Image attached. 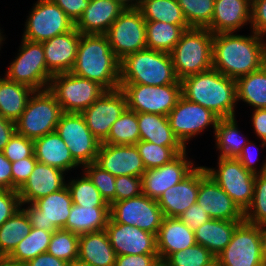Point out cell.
Masks as SVG:
<instances>
[{
	"mask_svg": "<svg viewBox=\"0 0 266 266\" xmlns=\"http://www.w3.org/2000/svg\"><path fill=\"white\" fill-rule=\"evenodd\" d=\"M263 36L252 31V35L232 33L213 34V68L229 78L255 72L263 67Z\"/></svg>",
	"mask_w": 266,
	"mask_h": 266,
	"instance_id": "cell-1",
	"label": "cell"
},
{
	"mask_svg": "<svg viewBox=\"0 0 266 266\" xmlns=\"http://www.w3.org/2000/svg\"><path fill=\"white\" fill-rule=\"evenodd\" d=\"M181 94L188 100L209 109L219 119L235 117L236 80L214 68L183 78Z\"/></svg>",
	"mask_w": 266,
	"mask_h": 266,
	"instance_id": "cell-2",
	"label": "cell"
},
{
	"mask_svg": "<svg viewBox=\"0 0 266 266\" xmlns=\"http://www.w3.org/2000/svg\"><path fill=\"white\" fill-rule=\"evenodd\" d=\"M72 74L95 81L106 90L120 88V60L105 34H81Z\"/></svg>",
	"mask_w": 266,
	"mask_h": 266,
	"instance_id": "cell-3",
	"label": "cell"
},
{
	"mask_svg": "<svg viewBox=\"0 0 266 266\" xmlns=\"http://www.w3.org/2000/svg\"><path fill=\"white\" fill-rule=\"evenodd\" d=\"M120 84L162 86L181 82L175 75L170 53L146 48L120 60Z\"/></svg>",
	"mask_w": 266,
	"mask_h": 266,
	"instance_id": "cell-4",
	"label": "cell"
},
{
	"mask_svg": "<svg viewBox=\"0 0 266 266\" xmlns=\"http://www.w3.org/2000/svg\"><path fill=\"white\" fill-rule=\"evenodd\" d=\"M213 33L207 28L185 30L170 52L175 75L179 81L213 68Z\"/></svg>",
	"mask_w": 266,
	"mask_h": 266,
	"instance_id": "cell-5",
	"label": "cell"
},
{
	"mask_svg": "<svg viewBox=\"0 0 266 266\" xmlns=\"http://www.w3.org/2000/svg\"><path fill=\"white\" fill-rule=\"evenodd\" d=\"M63 113L61 105L49 89L34 91L25 110L15 121L16 132L31 140L53 133Z\"/></svg>",
	"mask_w": 266,
	"mask_h": 266,
	"instance_id": "cell-6",
	"label": "cell"
},
{
	"mask_svg": "<svg viewBox=\"0 0 266 266\" xmlns=\"http://www.w3.org/2000/svg\"><path fill=\"white\" fill-rule=\"evenodd\" d=\"M21 43L16 59L4 73L5 77L34 91L48 89L53 75L47 69L42 43L24 38Z\"/></svg>",
	"mask_w": 266,
	"mask_h": 266,
	"instance_id": "cell-7",
	"label": "cell"
},
{
	"mask_svg": "<svg viewBox=\"0 0 266 266\" xmlns=\"http://www.w3.org/2000/svg\"><path fill=\"white\" fill-rule=\"evenodd\" d=\"M48 89L64 113H82L107 91L99 83L71 72L53 75Z\"/></svg>",
	"mask_w": 266,
	"mask_h": 266,
	"instance_id": "cell-8",
	"label": "cell"
},
{
	"mask_svg": "<svg viewBox=\"0 0 266 266\" xmlns=\"http://www.w3.org/2000/svg\"><path fill=\"white\" fill-rule=\"evenodd\" d=\"M218 169L205 166L207 174L244 213L250 206L256 175L247 171L237 158L218 157Z\"/></svg>",
	"mask_w": 266,
	"mask_h": 266,
	"instance_id": "cell-9",
	"label": "cell"
},
{
	"mask_svg": "<svg viewBox=\"0 0 266 266\" xmlns=\"http://www.w3.org/2000/svg\"><path fill=\"white\" fill-rule=\"evenodd\" d=\"M127 101V108L136 113H152L168 116L181 94V84L162 86L120 84Z\"/></svg>",
	"mask_w": 266,
	"mask_h": 266,
	"instance_id": "cell-10",
	"label": "cell"
},
{
	"mask_svg": "<svg viewBox=\"0 0 266 266\" xmlns=\"http://www.w3.org/2000/svg\"><path fill=\"white\" fill-rule=\"evenodd\" d=\"M105 35L119 60L147 48L146 20L138 8H125Z\"/></svg>",
	"mask_w": 266,
	"mask_h": 266,
	"instance_id": "cell-11",
	"label": "cell"
},
{
	"mask_svg": "<svg viewBox=\"0 0 266 266\" xmlns=\"http://www.w3.org/2000/svg\"><path fill=\"white\" fill-rule=\"evenodd\" d=\"M56 132L80 167L96 162L102 142L91 133L81 113H63L56 126Z\"/></svg>",
	"mask_w": 266,
	"mask_h": 266,
	"instance_id": "cell-12",
	"label": "cell"
},
{
	"mask_svg": "<svg viewBox=\"0 0 266 266\" xmlns=\"http://www.w3.org/2000/svg\"><path fill=\"white\" fill-rule=\"evenodd\" d=\"M22 38L44 42L71 31L75 23L51 0H37L31 9Z\"/></svg>",
	"mask_w": 266,
	"mask_h": 266,
	"instance_id": "cell-13",
	"label": "cell"
},
{
	"mask_svg": "<svg viewBox=\"0 0 266 266\" xmlns=\"http://www.w3.org/2000/svg\"><path fill=\"white\" fill-rule=\"evenodd\" d=\"M216 260L221 266H266L262 254L260 225L245 221L240 223Z\"/></svg>",
	"mask_w": 266,
	"mask_h": 266,
	"instance_id": "cell-14",
	"label": "cell"
},
{
	"mask_svg": "<svg viewBox=\"0 0 266 266\" xmlns=\"http://www.w3.org/2000/svg\"><path fill=\"white\" fill-rule=\"evenodd\" d=\"M110 219L116 223L139 227L157 236L164 215L157 200L141 194L112 203Z\"/></svg>",
	"mask_w": 266,
	"mask_h": 266,
	"instance_id": "cell-15",
	"label": "cell"
},
{
	"mask_svg": "<svg viewBox=\"0 0 266 266\" xmlns=\"http://www.w3.org/2000/svg\"><path fill=\"white\" fill-rule=\"evenodd\" d=\"M72 205L70 192L65 186L56 192L37 199L28 207L22 209L25 211L32 227L54 232L65 227Z\"/></svg>",
	"mask_w": 266,
	"mask_h": 266,
	"instance_id": "cell-16",
	"label": "cell"
},
{
	"mask_svg": "<svg viewBox=\"0 0 266 266\" xmlns=\"http://www.w3.org/2000/svg\"><path fill=\"white\" fill-rule=\"evenodd\" d=\"M218 119L209 109L182 95L176 106L168 114L171 129L185 147L191 138L196 137L200 132L202 133L208 126H213L215 132Z\"/></svg>",
	"mask_w": 266,
	"mask_h": 266,
	"instance_id": "cell-17",
	"label": "cell"
},
{
	"mask_svg": "<svg viewBox=\"0 0 266 266\" xmlns=\"http://www.w3.org/2000/svg\"><path fill=\"white\" fill-rule=\"evenodd\" d=\"M127 108L124 92L118 88L105 91L92 105L81 114L84 116L87 127L101 142L109 135L112 124Z\"/></svg>",
	"mask_w": 266,
	"mask_h": 266,
	"instance_id": "cell-18",
	"label": "cell"
},
{
	"mask_svg": "<svg viewBox=\"0 0 266 266\" xmlns=\"http://www.w3.org/2000/svg\"><path fill=\"white\" fill-rule=\"evenodd\" d=\"M186 153L161 167L146 170L141 176L143 194L158 200L167 189L184 180L196 168Z\"/></svg>",
	"mask_w": 266,
	"mask_h": 266,
	"instance_id": "cell-19",
	"label": "cell"
},
{
	"mask_svg": "<svg viewBox=\"0 0 266 266\" xmlns=\"http://www.w3.org/2000/svg\"><path fill=\"white\" fill-rule=\"evenodd\" d=\"M196 203L211 219L244 221V213L207 174L204 166H200V186Z\"/></svg>",
	"mask_w": 266,
	"mask_h": 266,
	"instance_id": "cell-20",
	"label": "cell"
},
{
	"mask_svg": "<svg viewBox=\"0 0 266 266\" xmlns=\"http://www.w3.org/2000/svg\"><path fill=\"white\" fill-rule=\"evenodd\" d=\"M105 230L116 256L158 254L155 234L111 219Z\"/></svg>",
	"mask_w": 266,
	"mask_h": 266,
	"instance_id": "cell-21",
	"label": "cell"
},
{
	"mask_svg": "<svg viewBox=\"0 0 266 266\" xmlns=\"http://www.w3.org/2000/svg\"><path fill=\"white\" fill-rule=\"evenodd\" d=\"M95 163L115 177H141L146 171L136 145L101 143Z\"/></svg>",
	"mask_w": 266,
	"mask_h": 266,
	"instance_id": "cell-22",
	"label": "cell"
},
{
	"mask_svg": "<svg viewBox=\"0 0 266 266\" xmlns=\"http://www.w3.org/2000/svg\"><path fill=\"white\" fill-rule=\"evenodd\" d=\"M81 33L74 27L71 31L42 42L46 66L52 75L72 70Z\"/></svg>",
	"mask_w": 266,
	"mask_h": 266,
	"instance_id": "cell-23",
	"label": "cell"
},
{
	"mask_svg": "<svg viewBox=\"0 0 266 266\" xmlns=\"http://www.w3.org/2000/svg\"><path fill=\"white\" fill-rule=\"evenodd\" d=\"M66 172L37 162L25 184L18 190L21 205L31 204L37 199L56 192L66 186Z\"/></svg>",
	"mask_w": 266,
	"mask_h": 266,
	"instance_id": "cell-24",
	"label": "cell"
},
{
	"mask_svg": "<svg viewBox=\"0 0 266 266\" xmlns=\"http://www.w3.org/2000/svg\"><path fill=\"white\" fill-rule=\"evenodd\" d=\"M200 186V166L184 180L167 189L157 200L164 217L179 218L191 205L196 203Z\"/></svg>",
	"mask_w": 266,
	"mask_h": 266,
	"instance_id": "cell-25",
	"label": "cell"
},
{
	"mask_svg": "<svg viewBox=\"0 0 266 266\" xmlns=\"http://www.w3.org/2000/svg\"><path fill=\"white\" fill-rule=\"evenodd\" d=\"M251 6L252 0H215L212 20L206 28L213 34L236 33L251 23Z\"/></svg>",
	"mask_w": 266,
	"mask_h": 266,
	"instance_id": "cell-26",
	"label": "cell"
},
{
	"mask_svg": "<svg viewBox=\"0 0 266 266\" xmlns=\"http://www.w3.org/2000/svg\"><path fill=\"white\" fill-rule=\"evenodd\" d=\"M124 10L125 7L116 0H90L75 28L81 34H106Z\"/></svg>",
	"mask_w": 266,
	"mask_h": 266,
	"instance_id": "cell-27",
	"label": "cell"
},
{
	"mask_svg": "<svg viewBox=\"0 0 266 266\" xmlns=\"http://www.w3.org/2000/svg\"><path fill=\"white\" fill-rule=\"evenodd\" d=\"M160 261L196 244L195 233L177 217H164L156 236Z\"/></svg>",
	"mask_w": 266,
	"mask_h": 266,
	"instance_id": "cell-28",
	"label": "cell"
},
{
	"mask_svg": "<svg viewBox=\"0 0 266 266\" xmlns=\"http://www.w3.org/2000/svg\"><path fill=\"white\" fill-rule=\"evenodd\" d=\"M34 156L39 163L64 172L80 166L56 131L34 140Z\"/></svg>",
	"mask_w": 266,
	"mask_h": 266,
	"instance_id": "cell-29",
	"label": "cell"
},
{
	"mask_svg": "<svg viewBox=\"0 0 266 266\" xmlns=\"http://www.w3.org/2000/svg\"><path fill=\"white\" fill-rule=\"evenodd\" d=\"M78 258L93 266H114L116 253L106 230L79 235Z\"/></svg>",
	"mask_w": 266,
	"mask_h": 266,
	"instance_id": "cell-30",
	"label": "cell"
},
{
	"mask_svg": "<svg viewBox=\"0 0 266 266\" xmlns=\"http://www.w3.org/2000/svg\"><path fill=\"white\" fill-rule=\"evenodd\" d=\"M140 140L170 148H187L175 136L168 116L137 113Z\"/></svg>",
	"mask_w": 266,
	"mask_h": 266,
	"instance_id": "cell-31",
	"label": "cell"
},
{
	"mask_svg": "<svg viewBox=\"0 0 266 266\" xmlns=\"http://www.w3.org/2000/svg\"><path fill=\"white\" fill-rule=\"evenodd\" d=\"M242 222L210 219L194 231L196 243L217 257L226 248L234 230Z\"/></svg>",
	"mask_w": 266,
	"mask_h": 266,
	"instance_id": "cell-32",
	"label": "cell"
},
{
	"mask_svg": "<svg viewBox=\"0 0 266 266\" xmlns=\"http://www.w3.org/2000/svg\"><path fill=\"white\" fill-rule=\"evenodd\" d=\"M110 207H82L73 204L64 230L82 235L106 229Z\"/></svg>",
	"mask_w": 266,
	"mask_h": 266,
	"instance_id": "cell-33",
	"label": "cell"
},
{
	"mask_svg": "<svg viewBox=\"0 0 266 266\" xmlns=\"http://www.w3.org/2000/svg\"><path fill=\"white\" fill-rule=\"evenodd\" d=\"M30 87L0 77V115L15 122L25 110L30 95Z\"/></svg>",
	"mask_w": 266,
	"mask_h": 266,
	"instance_id": "cell-34",
	"label": "cell"
},
{
	"mask_svg": "<svg viewBox=\"0 0 266 266\" xmlns=\"http://www.w3.org/2000/svg\"><path fill=\"white\" fill-rule=\"evenodd\" d=\"M189 25H173L161 21H146V47L170 53Z\"/></svg>",
	"mask_w": 266,
	"mask_h": 266,
	"instance_id": "cell-35",
	"label": "cell"
},
{
	"mask_svg": "<svg viewBox=\"0 0 266 266\" xmlns=\"http://www.w3.org/2000/svg\"><path fill=\"white\" fill-rule=\"evenodd\" d=\"M235 117L218 119L215 127L216 147L220 151L218 157L237 158L248 140L240 135Z\"/></svg>",
	"mask_w": 266,
	"mask_h": 266,
	"instance_id": "cell-36",
	"label": "cell"
},
{
	"mask_svg": "<svg viewBox=\"0 0 266 266\" xmlns=\"http://www.w3.org/2000/svg\"><path fill=\"white\" fill-rule=\"evenodd\" d=\"M237 101L242 100L254 109L266 108V69L264 66L236 80Z\"/></svg>",
	"mask_w": 266,
	"mask_h": 266,
	"instance_id": "cell-37",
	"label": "cell"
},
{
	"mask_svg": "<svg viewBox=\"0 0 266 266\" xmlns=\"http://www.w3.org/2000/svg\"><path fill=\"white\" fill-rule=\"evenodd\" d=\"M32 225L21 208L0 226V256H9L30 233Z\"/></svg>",
	"mask_w": 266,
	"mask_h": 266,
	"instance_id": "cell-38",
	"label": "cell"
},
{
	"mask_svg": "<svg viewBox=\"0 0 266 266\" xmlns=\"http://www.w3.org/2000/svg\"><path fill=\"white\" fill-rule=\"evenodd\" d=\"M138 9L146 21L188 25L177 0H144Z\"/></svg>",
	"mask_w": 266,
	"mask_h": 266,
	"instance_id": "cell-39",
	"label": "cell"
},
{
	"mask_svg": "<svg viewBox=\"0 0 266 266\" xmlns=\"http://www.w3.org/2000/svg\"><path fill=\"white\" fill-rule=\"evenodd\" d=\"M140 140L137 113L126 108L112 124L108 137L102 142L113 145H135Z\"/></svg>",
	"mask_w": 266,
	"mask_h": 266,
	"instance_id": "cell-40",
	"label": "cell"
},
{
	"mask_svg": "<svg viewBox=\"0 0 266 266\" xmlns=\"http://www.w3.org/2000/svg\"><path fill=\"white\" fill-rule=\"evenodd\" d=\"M52 234L51 231L32 227L30 233L20 241L9 257L25 264L27 261L47 252Z\"/></svg>",
	"mask_w": 266,
	"mask_h": 266,
	"instance_id": "cell-41",
	"label": "cell"
},
{
	"mask_svg": "<svg viewBox=\"0 0 266 266\" xmlns=\"http://www.w3.org/2000/svg\"><path fill=\"white\" fill-rule=\"evenodd\" d=\"M79 179H72L66 184L73 204L82 207H110L88 176L83 173Z\"/></svg>",
	"mask_w": 266,
	"mask_h": 266,
	"instance_id": "cell-42",
	"label": "cell"
},
{
	"mask_svg": "<svg viewBox=\"0 0 266 266\" xmlns=\"http://www.w3.org/2000/svg\"><path fill=\"white\" fill-rule=\"evenodd\" d=\"M135 145L146 170L161 167L187 150L186 148L159 146L152 142L142 140H139Z\"/></svg>",
	"mask_w": 266,
	"mask_h": 266,
	"instance_id": "cell-43",
	"label": "cell"
},
{
	"mask_svg": "<svg viewBox=\"0 0 266 266\" xmlns=\"http://www.w3.org/2000/svg\"><path fill=\"white\" fill-rule=\"evenodd\" d=\"M78 245L79 235L57 229L51 236L47 253L69 263L78 258Z\"/></svg>",
	"mask_w": 266,
	"mask_h": 266,
	"instance_id": "cell-44",
	"label": "cell"
},
{
	"mask_svg": "<svg viewBox=\"0 0 266 266\" xmlns=\"http://www.w3.org/2000/svg\"><path fill=\"white\" fill-rule=\"evenodd\" d=\"M215 0H177L190 27L206 28L212 20Z\"/></svg>",
	"mask_w": 266,
	"mask_h": 266,
	"instance_id": "cell-45",
	"label": "cell"
},
{
	"mask_svg": "<svg viewBox=\"0 0 266 266\" xmlns=\"http://www.w3.org/2000/svg\"><path fill=\"white\" fill-rule=\"evenodd\" d=\"M244 221L253 225L266 224V172L256 175L253 199L244 212Z\"/></svg>",
	"mask_w": 266,
	"mask_h": 266,
	"instance_id": "cell-46",
	"label": "cell"
},
{
	"mask_svg": "<svg viewBox=\"0 0 266 266\" xmlns=\"http://www.w3.org/2000/svg\"><path fill=\"white\" fill-rule=\"evenodd\" d=\"M216 257L205 247L195 244L172 253L164 262L168 266H209Z\"/></svg>",
	"mask_w": 266,
	"mask_h": 266,
	"instance_id": "cell-47",
	"label": "cell"
},
{
	"mask_svg": "<svg viewBox=\"0 0 266 266\" xmlns=\"http://www.w3.org/2000/svg\"><path fill=\"white\" fill-rule=\"evenodd\" d=\"M82 168L107 204L111 205L116 202V177L103 170L96 163L84 165Z\"/></svg>",
	"mask_w": 266,
	"mask_h": 266,
	"instance_id": "cell-48",
	"label": "cell"
},
{
	"mask_svg": "<svg viewBox=\"0 0 266 266\" xmlns=\"http://www.w3.org/2000/svg\"><path fill=\"white\" fill-rule=\"evenodd\" d=\"M4 156L11 162H16L34 156V140L15 132L5 145Z\"/></svg>",
	"mask_w": 266,
	"mask_h": 266,
	"instance_id": "cell-49",
	"label": "cell"
},
{
	"mask_svg": "<svg viewBox=\"0 0 266 266\" xmlns=\"http://www.w3.org/2000/svg\"><path fill=\"white\" fill-rule=\"evenodd\" d=\"M115 184L116 202L143 194L142 178L139 176H117Z\"/></svg>",
	"mask_w": 266,
	"mask_h": 266,
	"instance_id": "cell-50",
	"label": "cell"
},
{
	"mask_svg": "<svg viewBox=\"0 0 266 266\" xmlns=\"http://www.w3.org/2000/svg\"><path fill=\"white\" fill-rule=\"evenodd\" d=\"M37 162L35 157H27L12 163V190L18 191L25 184Z\"/></svg>",
	"mask_w": 266,
	"mask_h": 266,
	"instance_id": "cell-51",
	"label": "cell"
},
{
	"mask_svg": "<svg viewBox=\"0 0 266 266\" xmlns=\"http://www.w3.org/2000/svg\"><path fill=\"white\" fill-rule=\"evenodd\" d=\"M21 208L18 191L0 189V226Z\"/></svg>",
	"mask_w": 266,
	"mask_h": 266,
	"instance_id": "cell-52",
	"label": "cell"
},
{
	"mask_svg": "<svg viewBox=\"0 0 266 266\" xmlns=\"http://www.w3.org/2000/svg\"><path fill=\"white\" fill-rule=\"evenodd\" d=\"M251 28L260 36L266 34V0H252Z\"/></svg>",
	"mask_w": 266,
	"mask_h": 266,
	"instance_id": "cell-53",
	"label": "cell"
},
{
	"mask_svg": "<svg viewBox=\"0 0 266 266\" xmlns=\"http://www.w3.org/2000/svg\"><path fill=\"white\" fill-rule=\"evenodd\" d=\"M179 219L192 231H195L202 224L209 221L211 217L207 215L199 204L194 203L179 217Z\"/></svg>",
	"mask_w": 266,
	"mask_h": 266,
	"instance_id": "cell-54",
	"label": "cell"
},
{
	"mask_svg": "<svg viewBox=\"0 0 266 266\" xmlns=\"http://www.w3.org/2000/svg\"><path fill=\"white\" fill-rule=\"evenodd\" d=\"M159 262L158 254L116 256L114 266H155Z\"/></svg>",
	"mask_w": 266,
	"mask_h": 266,
	"instance_id": "cell-55",
	"label": "cell"
},
{
	"mask_svg": "<svg viewBox=\"0 0 266 266\" xmlns=\"http://www.w3.org/2000/svg\"><path fill=\"white\" fill-rule=\"evenodd\" d=\"M57 4L65 14L76 23L82 13L89 6L90 0H51Z\"/></svg>",
	"mask_w": 266,
	"mask_h": 266,
	"instance_id": "cell-56",
	"label": "cell"
},
{
	"mask_svg": "<svg viewBox=\"0 0 266 266\" xmlns=\"http://www.w3.org/2000/svg\"><path fill=\"white\" fill-rule=\"evenodd\" d=\"M254 145L257 146L255 143L253 144V142L248 140L247 144L243 147V149H242L241 153L239 154V156L237 157V159L240 161V163L243 165V167L247 171H250L253 174L257 175V174H261V173L266 172V160L262 164L263 166L261 167V169L260 170L257 169V167L254 165V163L259 160V159L255 158L258 156V154L256 153L257 155L255 156L254 153H251L252 152L251 148ZM255 146H254V149H256ZM253 156H255V157H253Z\"/></svg>",
	"mask_w": 266,
	"mask_h": 266,
	"instance_id": "cell-57",
	"label": "cell"
},
{
	"mask_svg": "<svg viewBox=\"0 0 266 266\" xmlns=\"http://www.w3.org/2000/svg\"><path fill=\"white\" fill-rule=\"evenodd\" d=\"M252 125L255 134L261 139L262 147L266 146V108L253 109Z\"/></svg>",
	"mask_w": 266,
	"mask_h": 266,
	"instance_id": "cell-58",
	"label": "cell"
},
{
	"mask_svg": "<svg viewBox=\"0 0 266 266\" xmlns=\"http://www.w3.org/2000/svg\"><path fill=\"white\" fill-rule=\"evenodd\" d=\"M0 189L12 190V163L0 151Z\"/></svg>",
	"mask_w": 266,
	"mask_h": 266,
	"instance_id": "cell-59",
	"label": "cell"
},
{
	"mask_svg": "<svg viewBox=\"0 0 266 266\" xmlns=\"http://www.w3.org/2000/svg\"><path fill=\"white\" fill-rule=\"evenodd\" d=\"M68 262L45 252L27 261L24 266H67Z\"/></svg>",
	"mask_w": 266,
	"mask_h": 266,
	"instance_id": "cell-60",
	"label": "cell"
},
{
	"mask_svg": "<svg viewBox=\"0 0 266 266\" xmlns=\"http://www.w3.org/2000/svg\"><path fill=\"white\" fill-rule=\"evenodd\" d=\"M15 132V122L5 119L0 115V151L4 150L5 145Z\"/></svg>",
	"mask_w": 266,
	"mask_h": 266,
	"instance_id": "cell-61",
	"label": "cell"
},
{
	"mask_svg": "<svg viewBox=\"0 0 266 266\" xmlns=\"http://www.w3.org/2000/svg\"><path fill=\"white\" fill-rule=\"evenodd\" d=\"M260 239H261L263 260L266 265V224L260 225Z\"/></svg>",
	"mask_w": 266,
	"mask_h": 266,
	"instance_id": "cell-62",
	"label": "cell"
},
{
	"mask_svg": "<svg viewBox=\"0 0 266 266\" xmlns=\"http://www.w3.org/2000/svg\"><path fill=\"white\" fill-rule=\"evenodd\" d=\"M0 266H24V264L11 259L9 256H0Z\"/></svg>",
	"mask_w": 266,
	"mask_h": 266,
	"instance_id": "cell-63",
	"label": "cell"
},
{
	"mask_svg": "<svg viewBox=\"0 0 266 266\" xmlns=\"http://www.w3.org/2000/svg\"><path fill=\"white\" fill-rule=\"evenodd\" d=\"M125 8H139L144 0H116Z\"/></svg>",
	"mask_w": 266,
	"mask_h": 266,
	"instance_id": "cell-64",
	"label": "cell"
},
{
	"mask_svg": "<svg viewBox=\"0 0 266 266\" xmlns=\"http://www.w3.org/2000/svg\"><path fill=\"white\" fill-rule=\"evenodd\" d=\"M67 266H93V265L77 258L76 260L69 262Z\"/></svg>",
	"mask_w": 266,
	"mask_h": 266,
	"instance_id": "cell-65",
	"label": "cell"
},
{
	"mask_svg": "<svg viewBox=\"0 0 266 266\" xmlns=\"http://www.w3.org/2000/svg\"><path fill=\"white\" fill-rule=\"evenodd\" d=\"M263 66L266 69V46H265V49H264V62H263Z\"/></svg>",
	"mask_w": 266,
	"mask_h": 266,
	"instance_id": "cell-66",
	"label": "cell"
},
{
	"mask_svg": "<svg viewBox=\"0 0 266 266\" xmlns=\"http://www.w3.org/2000/svg\"><path fill=\"white\" fill-rule=\"evenodd\" d=\"M155 266H168L164 261H160Z\"/></svg>",
	"mask_w": 266,
	"mask_h": 266,
	"instance_id": "cell-67",
	"label": "cell"
},
{
	"mask_svg": "<svg viewBox=\"0 0 266 266\" xmlns=\"http://www.w3.org/2000/svg\"><path fill=\"white\" fill-rule=\"evenodd\" d=\"M209 266H221L217 260L212 262Z\"/></svg>",
	"mask_w": 266,
	"mask_h": 266,
	"instance_id": "cell-68",
	"label": "cell"
},
{
	"mask_svg": "<svg viewBox=\"0 0 266 266\" xmlns=\"http://www.w3.org/2000/svg\"><path fill=\"white\" fill-rule=\"evenodd\" d=\"M1 33H2V32H1V29H0V45H2V43H3L2 41L5 39V38L3 37L4 35H2ZM0 49H1V47H0Z\"/></svg>",
	"mask_w": 266,
	"mask_h": 266,
	"instance_id": "cell-69",
	"label": "cell"
}]
</instances>
